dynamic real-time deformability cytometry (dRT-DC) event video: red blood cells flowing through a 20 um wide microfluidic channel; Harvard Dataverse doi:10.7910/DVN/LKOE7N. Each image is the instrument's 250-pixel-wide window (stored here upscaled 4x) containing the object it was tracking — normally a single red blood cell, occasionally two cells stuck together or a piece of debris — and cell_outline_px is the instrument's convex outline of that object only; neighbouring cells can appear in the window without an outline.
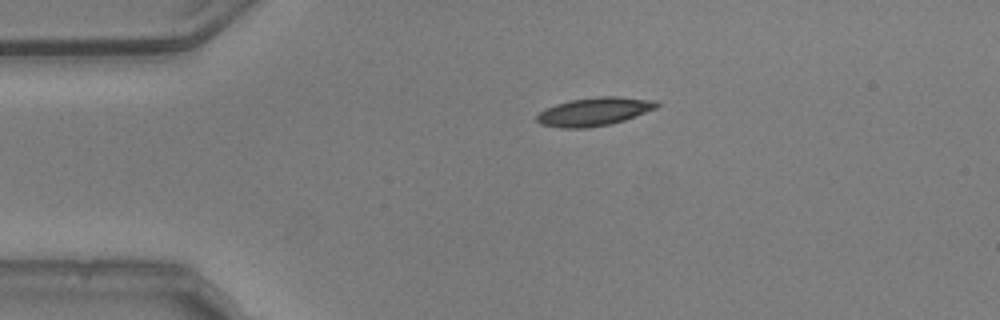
{"species": "common noctule bat (a hibernating species)", "species_latin": "Nyctalus noctula", "temperature_condition": "warm", "stored_images_in_passage": 44, "camera_frame_rate_fps": 3000, "um_per_image_px": 0.085, "animal": {"sex": "male", "body_mass_g": 20.5, "forearm_length_mm": 52.5}, "frame": {"image": 1, "passage_image": 1, "time_ms": 0.0, "image_size_px": [1000, 320], "cell_outline_px": [[660, 104], [656, 108], [636, 116], [624, 120], [608, 124], [588, 128], [560, 128], [540, 124], [536, 120], [536, 116], [544, 108], [556, 104], [572, 100], [600, 96], [616, 96], [656, 100]], "centroid_in_image_um": [50.5, 9.49], "position_along_channel_um": 34.5, "area_um2": 19.77}}
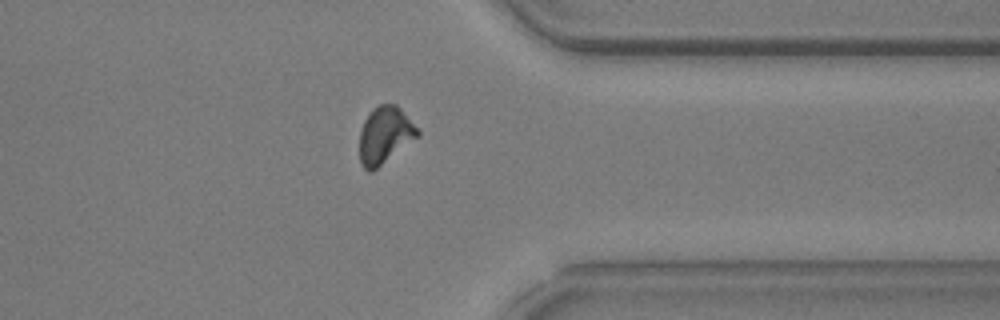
{"frame": {"image": 2, "passage_image": 32, "time_ms": 10.333, "image_size_px": [1000, 320], "cell_outline_px": [[420, 136], [372, 172], [368, 172], [360, 164], [360, 132], [364, 120], [372, 108], [380, 104], [396, 104], [400, 108], [420, 132]], "centroid_in_image_um": [32.71, 11.5], "position_along_channel_um": 378.7, "area_um2": 19.31}}
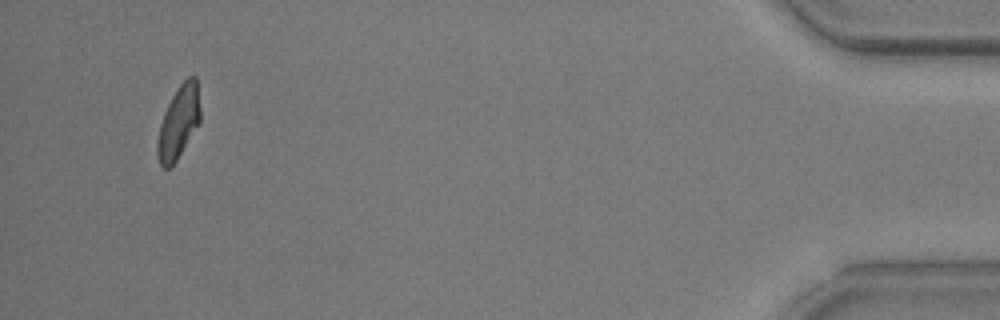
{"frame": {"image": 3, "passage_image": 41, "time_ms": 13.333, "image_size_px": [1000, 320], "cell_outline_px": [[200, 124], [176, 160], [168, 168], [164, 168], [160, 164], [156, 152], [156, 144], [160, 124], [164, 112], [172, 96], [180, 84], [188, 76], [196, 76], [200, 108]], "centroid_in_image_um": [15.19, 10.39], "position_along_channel_um": 420.0, "area_um2": 18.15}, "authors_computed_cell_mechanics": {"area_um2": 19.1029, "velocity_mm_per_s": 3.7549, "shape_relaxation_time_tau1_ms": 8.8927, "shape_relaxation_time_tau2_ms": 2.9727, "deformation_change_tau1": 0.2388, "deformation_change_tau2": 0.1032}}